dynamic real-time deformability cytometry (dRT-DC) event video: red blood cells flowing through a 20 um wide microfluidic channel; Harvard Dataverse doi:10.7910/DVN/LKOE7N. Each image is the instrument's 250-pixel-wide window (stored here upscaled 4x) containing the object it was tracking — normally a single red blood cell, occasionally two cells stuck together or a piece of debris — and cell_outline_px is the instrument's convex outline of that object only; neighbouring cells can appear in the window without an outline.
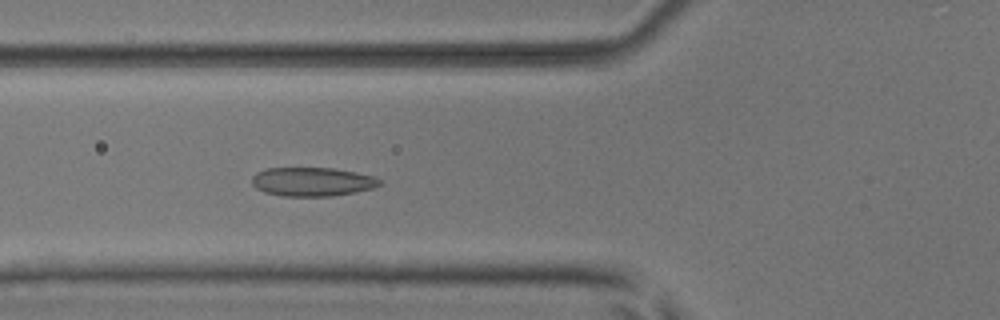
{"species": "common noctule bat (a hibernating species)", "species_latin": "Nyctalus noctula", "temperature_condition": "room temperature", "stored_images_in_passage": 53, "camera_frame_rate_fps": 3000, "um_per_image_px": 0.085, "animal": {"sex": "male", "body_mass_g": 17.9, "forearm_length_mm": 54.2}, "frame": {"image": 1, "passage_image": 20, "time_ms": 6.333, "image_size_px": [1000, 320], "cell_outline_px": [[384, 184], [372, 188], [332, 196], [284, 196], [264, 192], [256, 188], [252, 184], [252, 176], [256, 172], [264, 168], [332, 168], [356, 172], [376, 176]], "centroid_in_image_um": [26.54, 15.44], "position_along_channel_um": 99.3, "area_um2": 21.56}}
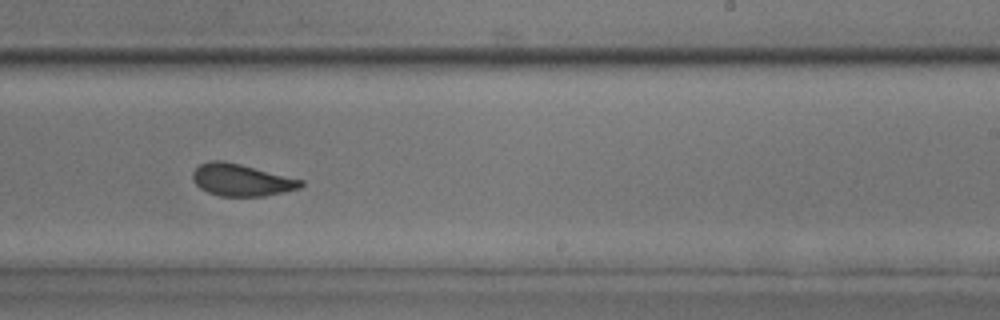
{"frame": {"image": 2, "passage_image": 33, "time_ms": 10.667, "image_size_px": [1000, 320], "cell_outline_px": [[304, 184], [300, 188], [284, 192], [264, 196], [220, 196], [208, 192], [200, 188], [192, 180], [192, 172], [200, 164], [208, 160], [220, 160], [240, 164], [304, 180]], "centroid_in_image_um": [20.51, 15.3], "position_along_channel_um": 268.5, "area_um2": 20.23}}
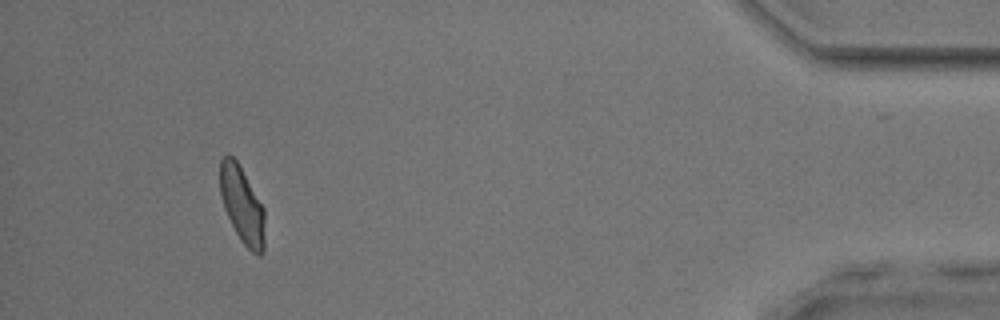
{"frame": {"image": 3, "passage_image": 49, "time_ms": 16.0, "image_size_px": [1000, 320], "cell_outline_px": [[264, 252], [260, 256], [256, 256], [240, 240], [224, 208], [220, 196], [220, 160], [228, 152], [236, 160], [264, 208]], "centroid_in_image_um": [20.57, 17.44], "position_along_channel_um": 414.6, "area_um2": 19.88}, "authors_computed_cell_mechanics": {"area_um2": 20.6924, "velocity_mm_per_s": 3.9147, "shape_relaxation_time_tau1_ms": 4.334, "shape_relaxation_time_tau2_ms": 1.0923, "deformation_change_tau1": 0.12, "deformation_change_tau2": 0.0652}}